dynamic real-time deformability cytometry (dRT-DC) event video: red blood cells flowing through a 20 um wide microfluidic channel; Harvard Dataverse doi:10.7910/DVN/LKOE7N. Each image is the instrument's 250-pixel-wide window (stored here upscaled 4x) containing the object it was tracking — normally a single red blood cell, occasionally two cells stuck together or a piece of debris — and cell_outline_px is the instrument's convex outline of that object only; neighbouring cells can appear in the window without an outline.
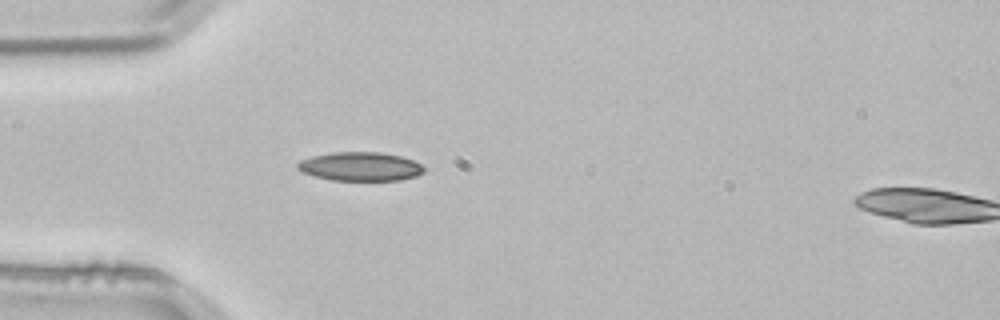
{"species": "common noctule bat (a hibernating species)", "species_latin": "Nyctalus noctula", "temperature_condition": "room temperature", "stored_images_in_passage": 2, "segment_of_instrument_passage": [1, 2], "camera_frame_rate_fps": 3000, "um_per_image_px": 0.085, "animal": {"sex": "male", "body_mass_g": 21.5, "forearm_length_mm": 52.0}, "frame": {"image": 1, "passage_image": 1, "time_ms": 0.0, "image_size_px": [1000, 320], "cell_outline_px": [[424, 172], [416, 176], [400, 180], [332, 180], [300, 172], [296, 168], [296, 164], [300, 160], [312, 156], [332, 152], [380, 152], [400, 156], [412, 160], [420, 164], [424, 168]], "centroid_in_image_um": [30.59, 14.15], "position_along_channel_um": 54.4, "area_um2": 21.21}}